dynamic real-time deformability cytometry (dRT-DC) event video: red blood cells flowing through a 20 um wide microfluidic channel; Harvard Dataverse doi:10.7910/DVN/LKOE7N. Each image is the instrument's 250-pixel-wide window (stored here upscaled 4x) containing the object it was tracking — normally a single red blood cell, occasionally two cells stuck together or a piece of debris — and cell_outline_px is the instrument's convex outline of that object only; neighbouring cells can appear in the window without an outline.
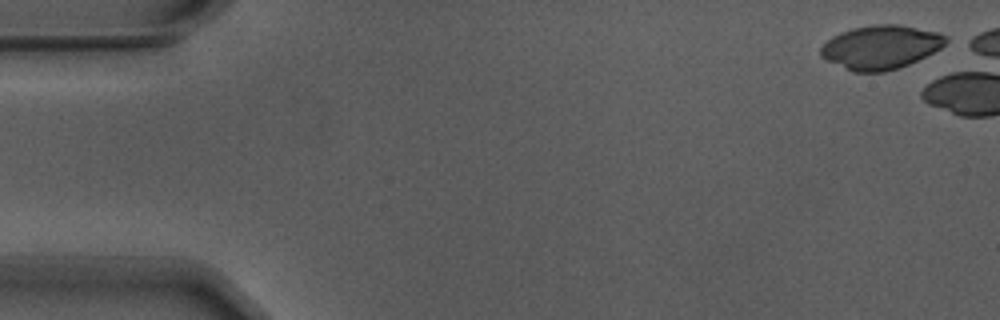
{"species": "Egyptian fruit bat (a non-hibernating species)", "species_latin": "Rousettus aegyptiacus", "temperature_condition": "warm", "stored_images_in_passage": 23, "camera_frame_rate_fps": 3000, "um_per_image_px": 0.085, "animal": {"sex": "male"}, "frame": {"image": 1, "passage_image": 1, "time_ms": 0.0, "image_size_px": [1000, 320], "cell_outline_px": [[952, 40], [940, 48], [900, 68], [884, 72], [852, 72], [820, 56], [820, 48], [832, 36], [840, 32], [852, 28], [876, 24], [900, 24], [936, 32], [948, 36]], "centroid_in_image_um": [74.87, 4.0], "position_along_channel_um": 10.1, "area_um2": 31.91}}